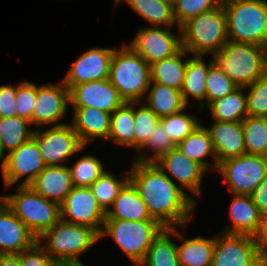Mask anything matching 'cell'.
<instances>
[{
    "instance_id": "obj_1",
    "label": "cell",
    "mask_w": 267,
    "mask_h": 266,
    "mask_svg": "<svg viewBox=\"0 0 267 266\" xmlns=\"http://www.w3.org/2000/svg\"><path fill=\"white\" fill-rule=\"evenodd\" d=\"M133 163L128 173L129 181L147 205L151 218L164 228L183 227L195 208L194 198L189 197L154 162L135 160Z\"/></svg>"
},
{
    "instance_id": "obj_2",
    "label": "cell",
    "mask_w": 267,
    "mask_h": 266,
    "mask_svg": "<svg viewBox=\"0 0 267 266\" xmlns=\"http://www.w3.org/2000/svg\"><path fill=\"white\" fill-rule=\"evenodd\" d=\"M213 63L238 87H246L267 72V48L251 43L228 41L213 54Z\"/></svg>"
},
{
    "instance_id": "obj_3",
    "label": "cell",
    "mask_w": 267,
    "mask_h": 266,
    "mask_svg": "<svg viewBox=\"0 0 267 266\" xmlns=\"http://www.w3.org/2000/svg\"><path fill=\"white\" fill-rule=\"evenodd\" d=\"M179 29L182 48L193 55H213L228 42L227 19L222 4L188 19Z\"/></svg>"
},
{
    "instance_id": "obj_4",
    "label": "cell",
    "mask_w": 267,
    "mask_h": 266,
    "mask_svg": "<svg viewBox=\"0 0 267 266\" xmlns=\"http://www.w3.org/2000/svg\"><path fill=\"white\" fill-rule=\"evenodd\" d=\"M222 5L227 19L228 41L267 48L266 0H222Z\"/></svg>"
},
{
    "instance_id": "obj_5",
    "label": "cell",
    "mask_w": 267,
    "mask_h": 266,
    "mask_svg": "<svg viewBox=\"0 0 267 266\" xmlns=\"http://www.w3.org/2000/svg\"><path fill=\"white\" fill-rule=\"evenodd\" d=\"M109 81L124 102H138L150 85V65L129 45L114 49ZM140 101V102H139Z\"/></svg>"
},
{
    "instance_id": "obj_6",
    "label": "cell",
    "mask_w": 267,
    "mask_h": 266,
    "mask_svg": "<svg viewBox=\"0 0 267 266\" xmlns=\"http://www.w3.org/2000/svg\"><path fill=\"white\" fill-rule=\"evenodd\" d=\"M18 186V194L0 198L38 239L61 219L60 206L29 186Z\"/></svg>"
},
{
    "instance_id": "obj_7",
    "label": "cell",
    "mask_w": 267,
    "mask_h": 266,
    "mask_svg": "<svg viewBox=\"0 0 267 266\" xmlns=\"http://www.w3.org/2000/svg\"><path fill=\"white\" fill-rule=\"evenodd\" d=\"M40 238L47 243L42 248L56 262H80L79 256L100 239L92 228L59 220L47 229Z\"/></svg>"
},
{
    "instance_id": "obj_8",
    "label": "cell",
    "mask_w": 267,
    "mask_h": 266,
    "mask_svg": "<svg viewBox=\"0 0 267 266\" xmlns=\"http://www.w3.org/2000/svg\"><path fill=\"white\" fill-rule=\"evenodd\" d=\"M164 229L157 221L105 219L100 238L110 235L133 264L139 265Z\"/></svg>"
},
{
    "instance_id": "obj_9",
    "label": "cell",
    "mask_w": 267,
    "mask_h": 266,
    "mask_svg": "<svg viewBox=\"0 0 267 266\" xmlns=\"http://www.w3.org/2000/svg\"><path fill=\"white\" fill-rule=\"evenodd\" d=\"M211 266H267V253L251 235L220 233Z\"/></svg>"
},
{
    "instance_id": "obj_10",
    "label": "cell",
    "mask_w": 267,
    "mask_h": 266,
    "mask_svg": "<svg viewBox=\"0 0 267 266\" xmlns=\"http://www.w3.org/2000/svg\"><path fill=\"white\" fill-rule=\"evenodd\" d=\"M228 190L234 194L251 195L267 175V156L244 154L218 163Z\"/></svg>"
},
{
    "instance_id": "obj_11",
    "label": "cell",
    "mask_w": 267,
    "mask_h": 266,
    "mask_svg": "<svg viewBox=\"0 0 267 266\" xmlns=\"http://www.w3.org/2000/svg\"><path fill=\"white\" fill-rule=\"evenodd\" d=\"M32 138L46 166H61L63 162L85 148L71 124L58 123L50 129L35 130Z\"/></svg>"
},
{
    "instance_id": "obj_12",
    "label": "cell",
    "mask_w": 267,
    "mask_h": 266,
    "mask_svg": "<svg viewBox=\"0 0 267 266\" xmlns=\"http://www.w3.org/2000/svg\"><path fill=\"white\" fill-rule=\"evenodd\" d=\"M45 167L46 164L39 152L37 142L31 138L6 154L5 161L1 164L6 188L17 184L16 182H19L24 175L27 177L20 183V186H29Z\"/></svg>"
},
{
    "instance_id": "obj_13",
    "label": "cell",
    "mask_w": 267,
    "mask_h": 266,
    "mask_svg": "<svg viewBox=\"0 0 267 266\" xmlns=\"http://www.w3.org/2000/svg\"><path fill=\"white\" fill-rule=\"evenodd\" d=\"M61 220L94 229L99 235L106 213L97 203L89 187H73L60 206ZM71 217V220L66 218Z\"/></svg>"
},
{
    "instance_id": "obj_14",
    "label": "cell",
    "mask_w": 267,
    "mask_h": 266,
    "mask_svg": "<svg viewBox=\"0 0 267 266\" xmlns=\"http://www.w3.org/2000/svg\"><path fill=\"white\" fill-rule=\"evenodd\" d=\"M171 27L153 26L139 29L129 46L149 65L171 57L182 49L181 36H175Z\"/></svg>"
},
{
    "instance_id": "obj_15",
    "label": "cell",
    "mask_w": 267,
    "mask_h": 266,
    "mask_svg": "<svg viewBox=\"0 0 267 266\" xmlns=\"http://www.w3.org/2000/svg\"><path fill=\"white\" fill-rule=\"evenodd\" d=\"M113 52L109 48L89 49L71 65L62 83L70 90L77 84L109 79Z\"/></svg>"
},
{
    "instance_id": "obj_16",
    "label": "cell",
    "mask_w": 267,
    "mask_h": 266,
    "mask_svg": "<svg viewBox=\"0 0 267 266\" xmlns=\"http://www.w3.org/2000/svg\"><path fill=\"white\" fill-rule=\"evenodd\" d=\"M69 93L73 107L96 108L110 114L125 103L109 79L77 84Z\"/></svg>"
},
{
    "instance_id": "obj_17",
    "label": "cell",
    "mask_w": 267,
    "mask_h": 266,
    "mask_svg": "<svg viewBox=\"0 0 267 266\" xmlns=\"http://www.w3.org/2000/svg\"><path fill=\"white\" fill-rule=\"evenodd\" d=\"M67 103H70V93L64 83L62 86L61 84L36 86V103L33 108L31 124L40 127L56 124L66 116Z\"/></svg>"
},
{
    "instance_id": "obj_18",
    "label": "cell",
    "mask_w": 267,
    "mask_h": 266,
    "mask_svg": "<svg viewBox=\"0 0 267 266\" xmlns=\"http://www.w3.org/2000/svg\"><path fill=\"white\" fill-rule=\"evenodd\" d=\"M162 171H166L182 186L194 194H201V181L207 171L198 162L185 156L178 147L172 148L154 162Z\"/></svg>"
},
{
    "instance_id": "obj_19",
    "label": "cell",
    "mask_w": 267,
    "mask_h": 266,
    "mask_svg": "<svg viewBox=\"0 0 267 266\" xmlns=\"http://www.w3.org/2000/svg\"><path fill=\"white\" fill-rule=\"evenodd\" d=\"M37 238L0 198V254H20Z\"/></svg>"
},
{
    "instance_id": "obj_20",
    "label": "cell",
    "mask_w": 267,
    "mask_h": 266,
    "mask_svg": "<svg viewBox=\"0 0 267 266\" xmlns=\"http://www.w3.org/2000/svg\"><path fill=\"white\" fill-rule=\"evenodd\" d=\"M29 187L49 201L61 206L74 187L70 168L65 165L46 166Z\"/></svg>"
},
{
    "instance_id": "obj_21",
    "label": "cell",
    "mask_w": 267,
    "mask_h": 266,
    "mask_svg": "<svg viewBox=\"0 0 267 266\" xmlns=\"http://www.w3.org/2000/svg\"><path fill=\"white\" fill-rule=\"evenodd\" d=\"M217 163L246 154L242 122L215 121L209 129Z\"/></svg>"
},
{
    "instance_id": "obj_22",
    "label": "cell",
    "mask_w": 267,
    "mask_h": 266,
    "mask_svg": "<svg viewBox=\"0 0 267 266\" xmlns=\"http://www.w3.org/2000/svg\"><path fill=\"white\" fill-rule=\"evenodd\" d=\"M74 117L71 125L84 146L94 138L108 140L111 114L96 108L73 107Z\"/></svg>"
},
{
    "instance_id": "obj_23",
    "label": "cell",
    "mask_w": 267,
    "mask_h": 266,
    "mask_svg": "<svg viewBox=\"0 0 267 266\" xmlns=\"http://www.w3.org/2000/svg\"><path fill=\"white\" fill-rule=\"evenodd\" d=\"M106 219L126 221H156L151 218L147 205L137 189L128 181L119 191L112 208L106 213Z\"/></svg>"
},
{
    "instance_id": "obj_24",
    "label": "cell",
    "mask_w": 267,
    "mask_h": 266,
    "mask_svg": "<svg viewBox=\"0 0 267 266\" xmlns=\"http://www.w3.org/2000/svg\"><path fill=\"white\" fill-rule=\"evenodd\" d=\"M234 196L230 206L231 223L221 233L253 236L258 229L261 213L251 195Z\"/></svg>"
},
{
    "instance_id": "obj_25",
    "label": "cell",
    "mask_w": 267,
    "mask_h": 266,
    "mask_svg": "<svg viewBox=\"0 0 267 266\" xmlns=\"http://www.w3.org/2000/svg\"><path fill=\"white\" fill-rule=\"evenodd\" d=\"M171 235L174 234L185 240L184 243L177 245L178 260L180 266H211L215 237L205 239L201 236L193 239H185L177 232L175 227L170 228Z\"/></svg>"
},
{
    "instance_id": "obj_26",
    "label": "cell",
    "mask_w": 267,
    "mask_h": 266,
    "mask_svg": "<svg viewBox=\"0 0 267 266\" xmlns=\"http://www.w3.org/2000/svg\"><path fill=\"white\" fill-rule=\"evenodd\" d=\"M186 53L188 52L184 48H182L175 55L151 64V82L181 90L184 84L187 65V60L183 62L182 57H185L184 55H186Z\"/></svg>"
},
{
    "instance_id": "obj_27",
    "label": "cell",
    "mask_w": 267,
    "mask_h": 266,
    "mask_svg": "<svg viewBox=\"0 0 267 266\" xmlns=\"http://www.w3.org/2000/svg\"><path fill=\"white\" fill-rule=\"evenodd\" d=\"M146 93V106L160 119L186 109L181 90L150 82Z\"/></svg>"
},
{
    "instance_id": "obj_28",
    "label": "cell",
    "mask_w": 267,
    "mask_h": 266,
    "mask_svg": "<svg viewBox=\"0 0 267 266\" xmlns=\"http://www.w3.org/2000/svg\"><path fill=\"white\" fill-rule=\"evenodd\" d=\"M213 59L206 65L202 55H194L187 59L184 84L181 89L184 104L188 105V95L199 100L206 99V83L209 68L213 65Z\"/></svg>"
},
{
    "instance_id": "obj_29",
    "label": "cell",
    "mask_w": 267,
    "mask_h": 266,
    "mask_svg": "<svg viewBox=\"0 0 267 266\" xmlns=\"http://www.w3.org/2000/svg\"><path fill=\"white\" fill-rule=\"evenodd\" d=\"M177 147L185 156L198 162L206 170H208L211 163L205 161V157L211 154L215 162L211 166L215 171L217 170L218 163L210 132L201 124L186 139L182 140Z\"/></svg>"
},
{
    "instance_id": "obj_30",
    "label": "cell",
    "mask_w": 267,
    "mask_h": 266,
    "mask_svg": "<svg viewBox=\"0 0 267 266\" xmlns=\"http://www.w3.org/2000/svg\"><path fill=\"white\" fill-rule=\"evenodd\" d=\"M245 87H239L233 93L213 101L208 107L215 121L242 122L247 116V96Z\"/></svg>"
},
{
    "instance_id": "obj_31",
    "label": "cell",
    "mask_w": 267,
    "mask_h": 266,
    "mask_svg": "<svg viewBox=\"0 0 267 266\" xmlns=\"http://www.w3.org/2000/svg\"><path fill=\"white\" fill-rule=\"evenodd\" d=\"M137 104L138 102H125L111 114L109 140L134 148V105Z\"/></svg>"
},
{
    "instance_id": "obj_32",
    "label": "cell",
    "mask_w": 267,
    "mask_h": 266,
    "mask_svg": "<svg viewBox=\"0 0 267 266\" xmlns=\"http://www.w3.org/2000/svg\"><path fill=\"white\" fill-rule=\"evenodd\" d=\"M131 8L149 23L157 27H172L176 24L173 2L169 0H125Z\"/></svg>"
},
{
    "instance_id": "obj_33",
    "label": "cell",
    "mask_w": 267,
    "mask_h": 266,
    "mask_svg": "<svg viewBox=\"0 0 267 266\" xmlns=\"http://www.w3.org/2000/svg\"><path fill=\"white\" fill-rule=\"evenodd\" d=\"M165 228L149 247L144 260L138 266H180L177 245Z\"/></svg>"
},
{
    "instance_id": "obj_34",
    "label": "cell",
    "mask_w": 267,
    "mask_h": 266,
    "mask_svg": "<svg viewBox=\"0 0 267 266\" xmlns=\"http://www.w3.org/2000/svg\"><path fill=\"white\" fill-rule=\"evenodd\" d=\"M27 124H31L29 120L18 116L0 117V140L4 153L17 149L32 138L34 130L28 129Z\"/></svg>"
},
{
    "instance_id": "obj_35",
    "label": "cell",
    "mask_w": 267,
    "mask_h": 266,
    "mask_svg": "<svg viewBox=\"0 0 267 266\" xmlns=\"http://www.w3.org/2000/svg\"><path fill=\"white\" fill-rule=\"evenodd\" d=\"M242 127L246 154L267 156V117L247 116Z\"/></svg>"
},
{
    "instance_id": "obj_36",
    "label": "cell",
    "mask_w": 267,
    "mask_h": 266,
    "mask_svg": "<svg viewBox=\"0 0 267 266\" xmlns=\"http://www.w3.org/2000/svg\"><path fill=\"white\" fill-rule=\"evenodd\" d=\"M128 181L129 174L123 180H118L110 171H105L89 188L96 197L99 206L107 213L110 207L108 205L112 207L119 191Z\"/></svg>"
},
{
    "instance_id": "obj_37",
    "label": "cell",
    "mask_w": 267,
    "mask_h": 266,
    "mask_svg": "<svg viewBox=\"0 0 267 266\" xmlns=\"http://www.w3.org/2000/svg\"><path fill=\"white\" fill-rule=\"evenodd\" d=\"M239 87L232 81V79L216 65L209 68L206 83V99L199 106L200 110L207 104V107L215 100L225 97L233 93Z\"/></svg>"
},
{
    "instance_id": "obj_38",
    "label": "cell",
    "mask_w": 267,
    "mask_h": 266,
    "mask_svg": "<svg viewBox=\"0 0 267 266\" xmlns=\"http://www.w3.org/2000/svg\"><path fill=\"white\" fill-rule=\"evenodd\" d=\"M182 111L183 110L173 113L159 120L166 130L167 135L170 136L176 145L186 139L200 125L195 115L191 117L188 114L182 113Z\"/></svg>"
},
{
    "instance_id": "obj_39",
    "label": "cell",
    "mask_w": 267,
    "mask_h": 266,
    "mask_svg": "<svg viewBox=\"0 0 267 266\" xmlns=\"http://www.w3.org/2000/svg\"><path fill=\"white\" fill-rule=\"evenodd\" d=\"M69 168L75 187H89L105 172L102 162L93 155L83 156Z\"/></svg>"
},
{
    "instance_id": "obj_40",
    "label": "cell",
    "mask_w": 267,
    "mask_h": 266,
    "mask_svg": "<svg viewBox=\"0 0 267 266\" xmlns=\"http://www.w3.org/2000/svg\"><path fill=\"white\" fill-rule=\"evenodd\" d=\"M159 120L160 118L144 104L138 109L134 108V147L139 152L147 144Z\"/></svg>"
},
{
    "instance_id": "obj_41",
    "label": "cell",
    "mask_w": 267,
    "mask_h": 266,
    "mask_svg": "<svg viewBox=\"0 0 267 266\" xmlns=\"http://www.w3.org/2000/svg\"><path fill=\"white\" fill-rule=\"evenodd\" d=\"M222 4V0H174L173 14L178 26L188 19L210 11Z\"/></svg>"
},
{
    "instance_id": "obj_42",
    "label": "cell",
    "mask_w": 267,
    "mask_h": 266,
    "mask_svg": "<svg viewBox=\"0 0 267 266\" xmlns=\"http://www.w3.org/2000/svg\"><path fill=\"white\" fill-rule=\"evenodd\" d=\"M245 89L249 90L246 94L248 116L267 117V72Z\"/></svg>"
},
{
    "instance_id": "obj_43",
    "label": "cell",
    "mask_w": 267,
    "mask_h": 266,
    "mask_svg": "<svg viewBox=\"0 0 267 266\" xmlns=\"http://www.w3.org/2000/svg\"><path fill=\"white\" fill-rule=\"evenodd\" d=\"M149 148L153 153L150 157L147 156L146 153H142L141 155L135 157L137 161L141 162H155L162 155L169 152L172 148L177 147V145L172 141L170 136L167 135L166 130L163 128L162 124L159 122L152 133V136L148 138L147 144L144 148ZM143 154V155H142Z\"/></svg>"
},
{
    "instance_id": "obj_44",
    "label": "cell",
    "mask_w": 267,
    "mask_h": 266,
    "mask_svg": "<svg viewBox=\"0 0 267 266\" xmlns=\"http://www.w3.org/2000/svg\"><path fill=\"white\" fill-rule=\"evenodd\" d=\"M15 101L17 116L29 120L31 123L33 108L36 103V85L28 81H23L17 85Z\"/></svg>"
},
{
    "instance_id": "obj_45",
    "label": "cell",
    "mask_w": 267,
    "mask_h": 266,
    "mask_svg": "<svg viewBox=\"0 0 267 266\" xmlns=\"http://www.w3.org/2000/svg\"><path fill=\"white\" fill-rule=\"evenodd\" d=\"M20 266H54L55 262L37 241L31 248L19 254Z\"/></svg>"
},
{
    "instance_id": "obj_46",
    "label": "cell",
    "mask_w": 267,
    "mask_h": 266,
    "mask_svg": "<svg viewBox=\"0 0 267 266\" xmlns=\"http://www.w3.org/2000/svg\"><path fill=\"white\" fill-rule=\"evenodd\" d=\"M17 84L0 86V117L17 116L16 111Z\"/></svg>"
},
{
    "instance_id": "obj_47",
    "label": "cell",
    "mask_w": 267,
    "mask_h": 266,
    "mask_svg": "<svg viewBox=\"0 0 267 266\" xmlns=\"http://www.w3.org/2000/svg\"><path fill=\"white\" fill-rule=\"evenodd\" d=\"M254 204L260 213L267 211V175L251 194Z\"/></svg>"
},
{
    "instance_id": "obj_48",
    "label": "cell",
    "mask_w": 267,
    "mask_h": 266,
    "mask_svg": "<svg viewBox=\"0 0 267 266\" xmlns=\"http://www.w3.org/2000/svg\"><path fill=\"white\" fill-rule=\"evenodd\" d=\"M252 237L267 253V211L261 213L258 229Z\"/></svg>"
},
{
    "instance_id": "obj_49",
    "label": "cell",
    "mask_w": 267,
    "mask_h": 266,
    "mask_svg": "<svg viewBox=\"0 0 267 266\" xmlns=\"http://www.w3.org/2000/svg\"><path fill=\"white\" fill-rule=\"evenodd\" d=\"M0 266H20L19 254H0Z\"/></svg>"
},
{
    "instance_id": "obj_50",
    "label": "cell",
    "mask_w": 267,
    "mask_h": 266,
    "mask_svg": "<svg viewBox=\"0 0 267 266\" xmlns=\"http://www.w3.org/2000/svg\"><path fill=\"white\" fill-rule=\"evenodd\" d=\"M54 266H86L82 262H56Z\"/></svg>"
},
{
    "instance_id": "obj_51",
    "label": "cell",
    "mask_w": 267,
    "mask_h": 266,
    "mask_svg": "<svg viewBox=\"0 0 267 266\" xmlns=\"http://www.w3.org/2000/svg\"><path fill=\"white\" fill-rule=\"evenodd\" d=\"M5 157L6 156H4V152H3V149H2V145H1V140H0V161L2 162V164L4 163V161H5Z\"/></svg>"
},
{
    "instance_id": "obj_52",
    "label": "cell",
    "mask_w": 267,
    "mask_h": 266,
    "mask_svg": "<svg viewBox=\"0 0 267 266\" xmlns=\"http://www.w3.org/2000/svg\"><path fill=\"white\" fill-rule=\"evenodd\" d=\"M120 1L122 0H115V6L119 3L120 4Z\"/></svg>"
}]
</instances>
